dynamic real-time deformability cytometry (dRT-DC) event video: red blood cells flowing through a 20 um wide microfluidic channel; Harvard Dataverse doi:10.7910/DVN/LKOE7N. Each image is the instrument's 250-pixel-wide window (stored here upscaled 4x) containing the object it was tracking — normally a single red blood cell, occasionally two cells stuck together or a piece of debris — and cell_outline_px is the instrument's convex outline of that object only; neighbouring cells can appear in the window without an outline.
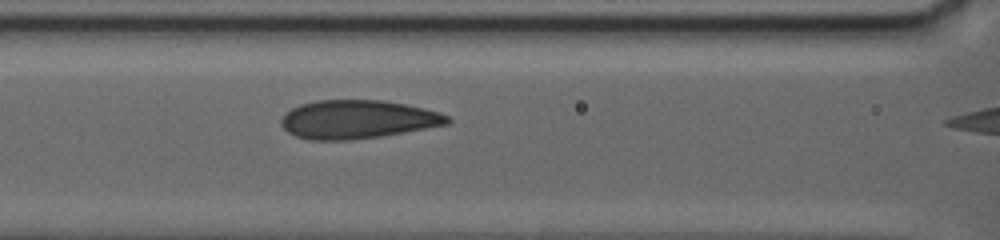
{"species": "human", "species_latin": "Homo sapiens", "temperature_condition": "warm", "stored_images_in_passage": 23, "camera_frame_rate_fps": 3000, "um_per_image_px": 0.085, "donor": {"sex": "female"}, "frame": {"image": 1, "passage_image": 4, "time_ms": 1.667, "image_size_px": [1000, 240], "cell_outline_px": [[452, 120], [448, 124], [380, 136], [352, 140], [308, 140], [296, 136], [288, 132], [280, 124], [280, 120], [292, 108], [300, 104], [316, 100], [384, 100], [424, 108], [440, 112], [448, 116]], "centroid_in_image_um": [30.38, 10.15], "position_along_channel_um": 136.2, "area_um2": 37.22}}
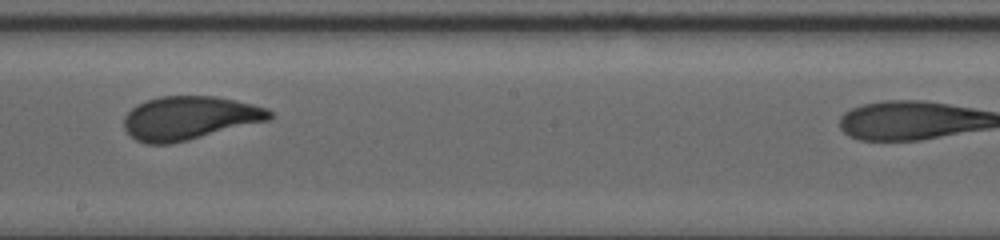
{"frame": {"image": 2, "passage_image": 10, "time_ms": 5.0, "image_size_px": [1000, 240], "cell_outline_px": [[276, 116], [268, 120], [168, 144], [148, 144], [136, 140], [124, 128], [124, 116], [136, 104], [160, 96], [216, 96], [236, 100], [268, 108]], "centroid_in_image_um": [16.1, 10.01], "position_along_channel_um": 232.1, "area_um2": 36.53}}
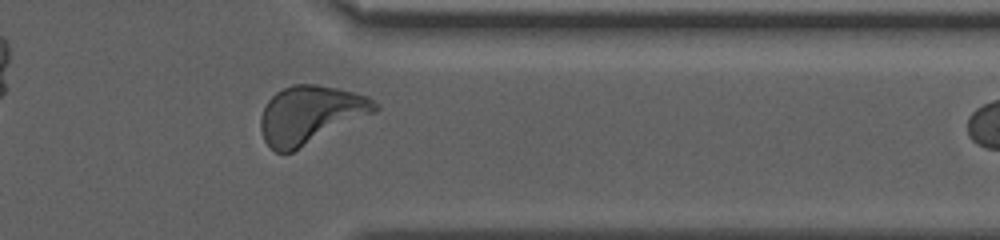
{"frame": {"image": 3, "passage_image": 20, "time_ms": 10.333, "image_size_px": [1000, 240], "cell_outline_px": [[380, 108], [376, 112], [292, 152], [276, 152], [264, 140], [260, 132], [260, 116], [268, 100], [276, 92], [292, 84], [316, 84], [336, 88], [368, 96], [380, 104]], "centroid_in_image_um": [26.39, 9.74], "position_along_channel_um": 385.0, "area_um2": 38.55}}